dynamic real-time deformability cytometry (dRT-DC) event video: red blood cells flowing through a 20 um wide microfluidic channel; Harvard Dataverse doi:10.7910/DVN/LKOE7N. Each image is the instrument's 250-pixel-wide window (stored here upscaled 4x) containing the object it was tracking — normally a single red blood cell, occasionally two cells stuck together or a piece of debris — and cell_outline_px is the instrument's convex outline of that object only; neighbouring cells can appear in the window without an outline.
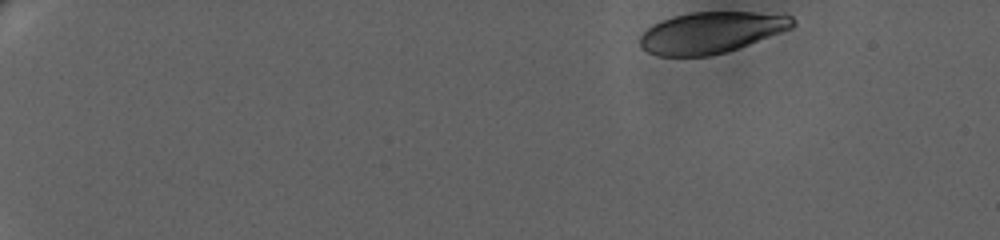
{"species": "human", "species_latin": "Homo sapiens", "temperature_condition": "warm", "stored_images_in_passage": 14, "camera_frame_rate_fps": 3000, "um_per_image_px": 0.085, "donor": {"sex": "female"}, "frame": {"image": 1, "passage_image": 1, "time_ms": 0.0, "image_size_px": [1000, 240], "cell_outline_px": [[796, 24], [792, 28], [728, 52], [708, 56], [656, 56], [648, 52], [640, 44], [640, 36], [652, 24], [660, 20], [672, 16], [692, 12], [752, 12], [792, 16], [796, 20]], "centroid_in_image_um": [60.44, 2.76], "position_along_channel_um": 24.6, "area_um2": 36.76}}